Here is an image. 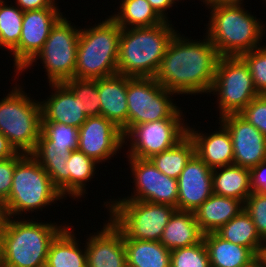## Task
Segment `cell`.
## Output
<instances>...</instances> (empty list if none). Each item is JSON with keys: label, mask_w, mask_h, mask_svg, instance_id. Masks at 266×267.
I'll return each mask as SVG.
<instances>
[{"label": "cell", "mask_w": 266, "mask_h": 267, "mask_svg": "<svg viewBox=\"0 0 266 267\" xmlns=\"http://www.w3.org/2000/svg\"><path fill=\"white\" fill-rule=\"evenodd\" d=\"M212 184L213 194L236 198L243 203L252 193L250 169L237 165L213 169Z\"/></svg>", "instance_id": "484cf974"}, {"label": "cell", "mask_w": 266, "mask_h": 267, "mask_svg": "<svg viewBox=\"0 0 266 267\" xmlns=\"http://www.w3.org/2000/svg\"><path fill=\"white\" fill-rule=\"evenodd\" d=\"M127 264L133 267H170L171 251L160 241L125 239Z\"/></svg>", "instance_id": "83f0119b"}, {"label": "cell", "mask_w": 266, "mask_h": 267, "mask_svg": "<svg viewBox=\"0 0 266 267\" xmlns=\"http://www.w3.org/2000/svg\"><path fill=\"white\" fill-rule=\"evenodd\" d=\"M128 158V165L130 169V178L132 176L133 193L131 192L127 196L121 198L107 199L104 202L103 207L107 209L111 200H137V201H147L151 203H157V184H158V169L152 164L149 159H140L136 157H126Z\"/></svg>", "instance_id": "603a6c76"}, {"label": "cell", "mask_w": 266, "mask_h": 267, "mask_svg": "<svg viewBox=\"0 0 266 267\" xmlns=\"http://www.w3.org/2000/svg\"><path fill=\"white\" fill-rule=\"evenodd\" d=\"M194 212L176 210L163 230L160 242L169 250L189 247L203 240Z\"/></svg>", "instance_id": "d4e9b609"}, {"label": "cell", "mask_w": 266, "mask_h": 267, "mask_svg": "<svg viewBox=\"0 0 266 267\" xmlns=\"http://www.w3.org/2000/svg\"><path fill=\"white\" fill-rule=\"evenodd\" d=\"M239 114L266 137V95L254 98Z\"/></svg>", "instance_id": "f35d334b"}, {"label": "cell", "mask_w": 266, "mask_h": 267, "mask_svg": "<svg viewBox=\"0 0 266 267\" xmlns=\"http://www.w3.org/2000/svg\"><path fill=\"white\" fill-rule=\"evenodd\" d=\"M201 2H203V5L212 1H219V0H199Z\"/></svg>", "instance_id": "681fc988"}, {"label": "cell", "mask_w": 266, "mask_h": 267, "mask_svg": "<svg viewBox=\"0 0 266 267\" xmlns=\"http://www.w3.org/2000/svg\"><path fill=\"white\" fill-rule=\"evenodd\" d=\"M7 1L0 0V49L10 53L19 44L24 11Z\"/></svg>", "instance_id": "d6a6232c"}, {"label": "cell", "mask_w": 266, "mask_h": 267, "mask_svg": "<svg viewBox=\"0 0 266 267\" xmlns=\"http://www.w3.org/2000/svg\"><path fill=\"white\" fill-rule=\"evenodd\" d=\"M260 45L240 57L248 65L255 89L259 95H266V44Z\"/></svg>", "instance_id": "8d00e7d4"}, {"label": "cell", "mask_w": 266, "mask_h": 267, "mask_svg": "<svg viewBox=\"0 0 266 267\" xmlns=\"http://www.w3.org/2000/svg\"><path fill=\"white\" fill-rule=\"evenodd\" d=\"M244 209V203L236 198L212 194L195 211L201 231L216 232Z\"/></svg>", "instance_id": "7402d4cb"}, {"label": "cell", "mask_w": 266, "mask_h": 267, "mask_svg": "<svg viewBox=\"0 0 266 267\" xmlns=\"http://www.w3.org/2000/svg\"><path fill=\"white\" fill-rule=\"evenodd\" d=\"M171 23L172 20L152 27L122 29L117 59L118 74L154 78L170 41L178 32Z\"/></svg>", "instance_id": "277c9868"}, {"label": "cell", "mask_w": 266, "mask_h": 267, "mask_svg": "<svg viewBox=\"0 0 266 267\" xmlns=\"http://www.w3.org/2000/svg\"><path fill=\"white\" fill-rule=\"evenodd\" d=\"M73 227L68 224L52 241L45 267H87L85 246Z\"/></svg>", "instance_id": "cb8c5ba5"}, {"label": "cell", "mask_w": 266, "mask_h": 267, "mask_svg": "<svg viewBox=\"0 0 266 267\" xmlns=\"http://www.w3.org/2000/svg\"><path fill=\"white\" fill-rule=\"evenodd\" d=\"M210 267H257L259 257L250 249L219 237L215 232L203 236Z\"/></svg>", "instance_id": "44dd1931"}, {"label": "cell", "mask_w": 266, "mask_h": 267, "mask_svg": "<svg viewBox=\"0 0 266 267\" xmlns=\"http://www.w3.org/2000/svg\"><path fill=\"white\" fill-rule=\"evenodd\" d=\"M60 8L28 10L23 13L19 44L9 53L17 76L41 51L52 27L63 16Z\"/></svg>", "instance_id": "4fadbf2b"}, {"label": "cell", "mask_w": 266, "mask_h": 267, "mask_svg": "<svg viewBox=\"0 0 266 267\" xmlns=\"http://www.w3.org/2000/svg\"><path fill=\"white\" fill-rule=\"evenodd\" d=\"M187 119H164L133 126L124 135L126 157L150 159L175 146L187 135ZM128 143V144H127Z\"/></svg>", "instance_id": "7c38bea8"}, {"label": "cell", "mask_w": 266, "mask_h": 267, "mask_svg": "<svg viewBox=\"0 0 266 267\" xmlns=\"http://www.w3.org/2000/svg\"><path fill=\"white\" fill-rule=\"evenodd\" d=\"M194 154V142L187 134L175 146L152 156L149 160L160 172L177 179Z\"/></svg>", "instance_id": "1f68e13d"}, {"label": "cell", "mask_w": 266, "mask_h": 267, "mask_svg": "<svg viewBox=\"0 0 266 267\" xmlns=\"http://www.w3.org/2000/svg\"><path fill=\"white\" fill-rule=\"evenodd\" d=\"M50 87L51 94L39 99L42 123H61L79 129L88 118L79 98L64 83H49Z\"/></svg>", "instance_id": "ac0fdd59"}, {"label": "cell", "mask_w": 266, "mask_h": 267, "mask_svg": "<svg viewBox=\"0 0 266 267\" xmlns=\"http://www.w3.org/2000/svg\"><path fill=\"white\" fill-rule=\"evenodd\" d=\"M18 153L15 157L0 160V198L5 201L10 194L16 163L24 156Z\"/></svg>", "instance_id": "60d3db41"}, {"label": "cell", "mask_w": 266, "mask_h": 267, "mask_svg": "<svg viewBox=\"0 0 266 267\" xmlns=\"http://www.w3.org/2000/svg\"><path fill=\"white\" fill-rule=\"evenodd\" d=\"M99 21L80 29L74 78L99 79L118 74L122 29L111 16Z\"/></svg>", "instance_id": "5b68a950"}, {"label": "cell", "mask_w": 266, "mask_h": 267, "mask_svg": "<svg viewBox=\"0 0 266 267\" xmlns=\"http://www.w3.org/2000/svg\"><path fill=\"white\" fill-rule=\"evenodd\" d=\"M259 260L266 266V243H265V246L262 249V252L260 254Z\"/></svg>", "instance_id": "7dc6e473"}, {"label": "cell", "mask_w": 266, "mask_h": 267, "mask_svg": "<svg viewBox=\"0 0 266 267\" xmlns=\"http://www.w3.org/2000/svg\"><path fill=\"white\" fill-rule=\"evenodd\" d=\"M2 233H3V222H0V264L2 260Z\"/></svg>", "instance_id": "c3c4849f"}, {"label": "cell", "mask_w": 266, "mask_h": 267, "mask_svg": "<svg viewBox=\"0 0 266 267\" xmlns=\"http://www.w3.org/2000/svg\"><path fill=\"white\" fill-rule=\"evenodd\" d=\"M7 218L5 202L0 198V222H4Z\"/></svg>", "instance_id": "bcb514c9"}, {"label": "cell", "mask_w": 266, "mask_h": 267, "mask_svg": "<svg viewBox=\"0 0 266 267\" xmlns=\"http://www.w3.org/2000/svg\"><path fill=\"white\" fill-rule=\"evenodd\" d=\"M64 84L79 98L83 113L87 117L101 115V98L98 93V79L72 78Z\"/></svg>", "instance_id": "836d02e7"}, {"label": "cell", "mask_w": 266, "mask_h": 267, "mask_svg": "<svg viewBox=\"0 0 266 267\" xmlns=\"http://www.w3.org/2000/svg\"><path fill=\"white\" fill-rule=\"evenodd\" d=\"M220 126L213 132L206 133L188 123L187 134L195 145V154L211 169L233 165L234 151L231 135L227 128Z\"/></svg>", "instance_id": "d6986e66"}, {"label": "cell", "mask_w": 266, "mask_h": 267, "mask_svg": "<svg viewBox=\"0 0 266 267\" xmlns=\"http://www.w3.org/2000/svg\"><path fill=\"white\" fill-rule=\"evenodd\" d=\"M178 183L158 170L157 203L177 208Z\"/></svg>", "instance_id": "ab89813d"}, {"label": "cell", "mask_w": 266, "mask_h": 267, "mask_svg": "<svg viewBox=\"0 0 266 267\" xmlns=\"http://www.w3.org/2000/svg\"><path fill=\"white\" fill-rule=\"evenodd\" d=\"M18 152L10 144L9 140L0 133V160H5L11 157H15Z\"/></svg>", "instance_id": "f6af8a7d"}, {"label": "cell", "mask_w": 266, "mask_h": 267, "mask_svg": "<svg viewBox=\"0 0 266 267\" xmlns=\"http://www.w3.org/2000/svg\"><path fill=\"white\" fill-rule=\"evenodd\" d=\"M128 82L129 76L121 74L98 79L101 115L118 126L123 135L128 132Z\"/></svg>", "instance_id": "ffe728a7"}, {"label": "cell", "mask_w": 266, "mask_h": 267, "mask_svg": "<svg viewBox=\"0 0 266 267\" xmlns=\"http://www.w3.org/2000/svg\"><path fill=\"white\" fill-rule=\"evenodd\" d=\"M257 267H266V266L260 260H258Z\"/></svg>", "instance_id": "f907efd6"}, {"label": "cell", "mask_w": 266, "mask_h": 267, "mask_svg": "<svg viewBox=\"0 0 266 267\" xmlns=\"http://www.w3.org/2000/svg\"><path fill=\"white\" fill-rule=\"evenodd\" d=\"M191 38L175 34L154 78L177 95H209L220 55L206 34Z\"/></svg>", "instance_id": "6da1fadb"}, {"label": "cell", "mask_w": 266, "mask_h": 267, "mask_svg": "<svg viewBox=\"0 0 266 267\" xmlns=\"http://www.w3.org/2000/svg\"><path fill=\"white\" fill-rule=\"evenodd\" d=\"M55 147L42 135L31 154L50 176L52 183L66 199V165L70 152H55Z\"/></svg>", "instance_id": "4dcf8cb0"}, {"label": "cell", "mask_w": 266, "mask_h": 267, "mask_svg": "<svg viewBox=\"0 0 266 267\" xmlns=\"http://www.w3.org/2000/svg\"><path fill=\"white\" fill-rule=\"evenodd\" d=\"M244 209L253 220L259 237L266 243V194L252 192L244 203Z\"/></svg>", "instance_id": "74e56055"}, {"label": "cell", "mask_w": 266, "mask_h": 267, "mask_svg": "<svg viewBox=\"0 0 266 267\" xmlns=\"http://www.w3.org/2000/svg\"><path fill=\"white\" fill-rule=\"evenodd\" d=\"M210 94L217 96V118L227 114H239L259 96L250 69L240 56L219 57Z\"/></svg>", "instance_id": "8fae6325"}, {"label": "cell", "mask_w": 266, "mask_h": 267, "mask_svg": "<svg viewBox=\"0 0 266 267\" xmlns=\"http://www.w3.org/2000/svg\"><path fill=\"white\" fill-rule=\"evenodd\" d=\"M229 131L234 151L233 165L251 169L266 161V137L240 114L218 118Z\"/></svg>", "instance_id": "9a60e30c"}, {"label": "cell", "mask_w": 266, "mask_h": 267, "mask_svg": "<svg viewBox=\"0 0 266 267\" xmlns=\"http://www.w3.org/2000/svg\"><path fill=\"white\" fill-rule=\"evenodd\" d=\"M243 3L244 0H219L204 4L210 12L204 34L220 56H241L259 47L266 36V24L248 12Z\"/></svg>", "instance_id": "7a4b0ae2"}, {"label": "cell", "mask_w": 266, "mask_h": 267, "mask_svg": "<svg viewBox=\"0 0 266 267\" xmlns=\"http://www.w3.org/2000/svg\"><path fill=\"white\" fill-rule=\"evenodd\" d=\"M56 0H15L14 4L17 5L22 11L38 10L43 8H59ZM58 5V6H57Z\"/></svg>", "instance_id": "7bdbcfd3"}, {"label": "cell", "mask_w": 266, "mask_h": 267, "mask_svg": "<svg viewBox=\"0 0 266 267\" xmlns=\"http://www.w3.org/2000/svg\"><path fill=\"white\" fill-rule=\"evenodd\" d=\"M167 90L155 78L129 77L127 85L128 131L136 125L164 119H184V110L177 106Z\"/></svg>", "instance_id": "30bf717a"}, {"label": "cell", "mask_w": 266, "mask_h": 267, "mask_svg": "<svg viewBox=\"0 0 266 267\" xmlns=\"http://www.w3.org/2000/svg\"><path fill=\"white\" fill-rule=\"evenodd\" d=\"M212 171L196 154L177 178V210L194 212L213 194Z\"/></svg>", "instance_id": "e0dca14e"}, {"label": "cell", "mask_w": 266, "mask_h": 267, "mask_svg": "<svg viewBox=\"0 0 266 267\" xmlns=\"http://www.w3.org/2000/svg\"><path fill=\"white\" fill-rule=\"evenodd\" d=\"M63 223L8 217L3 222L0 267H45L52 241L70 224Z\"/></svg>", "instance_id": "3957f363"}, {"label": "cell", "mask_w": 266, "mask_h": 267, "mask_svg": "<svg viewBox=\"0 0 266 267\" xmlns=\"http://www.w3.org/2000/svg\"><path fill=\"white\" fill-rule=\"evenodd\" d=\"M215 233L226 241L250 248L258 257L265 246L256 231L253 220L245 209Z\"/></svg>", "instance_id": "f1b7e54d"}, {"label": "cell", "mask_w": 266, "mask_h": 267, "mask_svg": "<svg viewBox=\"0 0 266 267\" xmlns=\"http://www.w3.org/2000/svg\"><path fill=\"white\" fill-rule=\"evenodd\" d=\"M65 16L66 14L56 22L41 51L13 81H18L19 75L27 69L31 70V67L39 63L38 60L43 64V69H46L44 71L48 83H64L74 78L81 27L74 25Z\"/></svg>", "instance_id": "9c48e42d"}, {"label": "cell", "mask_w": 266, "mask_h": 267, "mask_svg": "<svg viewBox=\"0 0 266 267\" xmlns=\"http://www.w3.org/2000/svg\"><path fill=\"white\" fill-rule=\"evenodd\" d=\"M14 84L0 100V133L18 153L32 154L42 131L40 100L31 98L22 82Z\"/></svg>", "instance_id": "52a82bcc"}, {"label": "cell", "mask_w": 266, "mask_h": 267, "mask_svg": "<svg viewBox=\"0 0 266 267\" xmlns=\"http://www.w3.org/2000/svg\"><path fill=\"white\" fill-rule=\"evenodd\" d=\"M170 267H210L204 240L189 247L172 250Z\"/></svg>", "instance_id": "d590c367"}, {"label": "cell", "mask_w": 266, "mask_h": 267, "mask_svg": "<svg viewBox=\"0 0 266 267\" xmlns=\"http://www.w3.org/2000/svg\"><path fill=\"white\" fill-rule=\"evenodd\" d=\"M107 219L103 228L88 234L86 244L81 243L85 245L87 267H125L127 264L123 233Z\"/></svg>", "instance_id": "2e32d148"}, {"label": "cell", "mask_w": 266, "mask_h": 267, "mask_svg": "<svg viewBox=\"0 0 266 267\" xmlns=\"http://www.w3.org/2000/svg\"><path fill=\"white\" fill-rule=\"evenodd\" d=\"M108 217L125 239L160 241L176 207L137 200H111Z\"/></svg>", "instance_id": "ba28073f"}, {"label": "cell", "mask_w": 266, "mask_h": 267, "mask_svg": "<svg viewBox=\"0 0 266 267\" xmlns=\"http://www.w3.org/2000/svg\"><path fill=\"white\" fill-rule=\"evenodd\" d=\"M41 135L54 146L55 152L77 150L79 129L61 123H42Z\"/></svg>", "instance_id": "e575fe53"}, {"label": "cell", "mask_w": 266, "mask_h": 267, "mask_svg": "<svg viewBox=\"0 0 266 267\" xmlns=\"http://www.w3.org/2000/svg\"><path fill=\"white\" fill-rule=\"evenodd\" d=\"M252 192L266 194V161L250 169Z\"/></svg>", "instance_id": "b9f144b4"}, {"label": "cell", "mask_w": 266, "mask_h": 267, "mask_svg": "<svg viewBox=\"0 0 266 267\" xmlns=\"http://www.w3.org/2000/svg\"><path fill=\"white\" fill-rule=\"evenodd\" d=\"M119 9L110 14L121 29L152 27L164 20L147 0H121Z\"/></svg>", "instance_id": "f546056e"}, {"label": "cell", "mask_w": 266, "mask_h": 267, "mask_svg": "<svg viewBox=\"0 0 266 267\" xmlns=\"http://www.w3.org/2000/svg\"><path fill=\"white\" fill-rule=\"evenodd\" d=\"M63 199L50 176L31 154H25L16 163L10 194L4 201L8 217L24 218L27 212L38 214L37 211L42 212Z\"/></svg>", "instance_id": "8992f818"}, {"label": "cell", "mask_w": 266, "mask_h": 267, "mask_svg": "<svg viewBox=\"0 0 266 267\" xmlns=\"http://www.w3.org/2000/svg\"><path fill=\"white\" fill-rule=\"evenodd\" d=\"M150 5L153 7V9L156 11V13L164 20V21H170V17H168V10H171V8L178 7L177 1L178 0H147ZM169 19V20H168Z\"/></svg>", "instance_id": "ee69618b"}, {"label": "cell", "mask_w": 266, "mask_h": 267, "mask_svg": "<svg viewBox=\"0 0 266 267\" xmlns=\"http://www.w3.org/2000/svg\"><path fill=\"white\" fill-rule=\"evenodd\" d=\"M97 166L98 163L94 159L78 149L71 151L66 165V197L72 198L73 201L85 198L88 194L87 183L95 178L99 168Z\"/></svg>", "instance_id": "4316f807"}, {"label": "cell", "mask_w": 266, "mask_h": 267, "mask_svg": "<svg viewBox=\"0 0 266 267\" xmlns=\"http://www.w3.org/2000/svg\"><path fill=\"white\" fill-rule=\"evenodd\" d=\"M124 146L122 130L102 115L88 117L79 128L77 149L99 165L109 163Z\"/></svg>", "instance_id": "5bb4252c"}]
</instances>
